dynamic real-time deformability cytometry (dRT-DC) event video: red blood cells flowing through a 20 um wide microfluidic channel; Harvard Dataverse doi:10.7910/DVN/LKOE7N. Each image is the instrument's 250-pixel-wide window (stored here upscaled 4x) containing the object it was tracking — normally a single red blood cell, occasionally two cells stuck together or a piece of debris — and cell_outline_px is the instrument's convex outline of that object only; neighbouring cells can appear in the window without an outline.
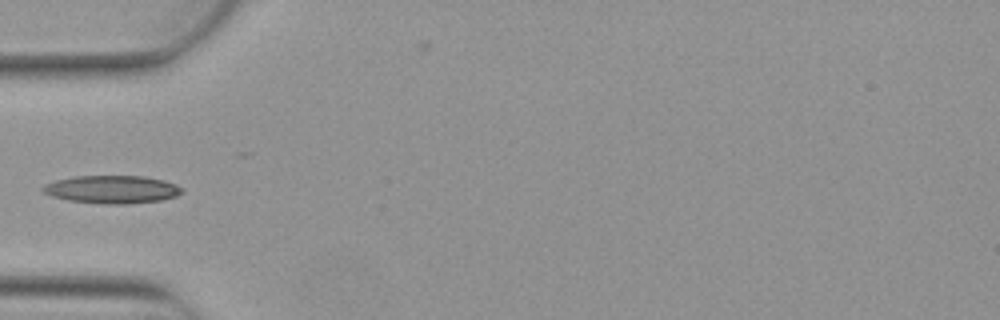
{"species": "Egyptian fruit bat (a non-hibernating species)", "species_latin": "Rousettus aegyptiacus", "temperature_condition": "warm", "stored_images_in_passage": 6, "camera_frame_rate_fps": 3000, "um_per_image_px": 0.085, "animal": {"sex": "female"}, "frame": {"image": 1, "passage_image": 5, "time_ms": 1.333, "image_size_px": [1000, 320], "cell_outline_px": [[184, 188], [176, 196], [160, 200], [128, 204], [104, 204], [68, 200], [52, 196], [44, 192], [40, 188], [44, 184], [56, 180], [76, 176], [144, 176], [164, 180], [176, 184]], "centroid_in_image_um": [9.52, 16.1], "position_along_channel_um": 75.5, "area_um2": 22.6}}